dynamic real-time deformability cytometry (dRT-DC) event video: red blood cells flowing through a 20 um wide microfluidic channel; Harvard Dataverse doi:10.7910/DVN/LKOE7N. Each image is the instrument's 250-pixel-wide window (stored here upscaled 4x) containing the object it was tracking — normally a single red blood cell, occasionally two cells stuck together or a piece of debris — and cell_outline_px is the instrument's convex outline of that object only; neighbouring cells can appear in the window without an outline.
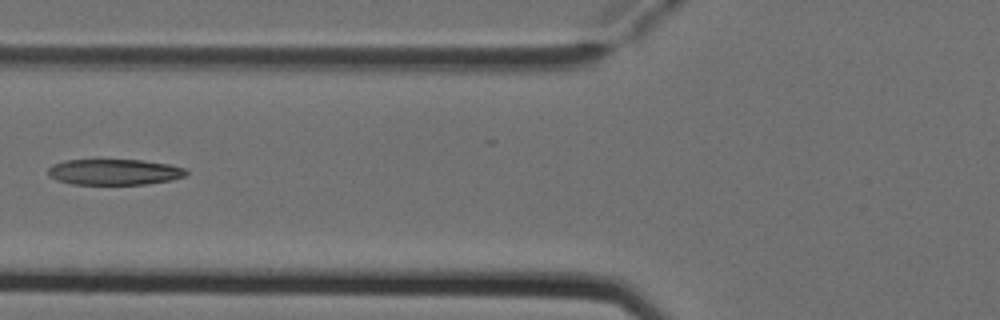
{"species": "Egyptian fruit bat (a non-hibernating species)", "species_latin": "Rousettus aegyptiacus", "temperature_condition": "cold", "stored_images_in_passage": 6, "camera_frame_rate_fps": 3000, "um_per_image_px": 0.085, "animal": {"sex": "female"}, "frame": {"image": 1, "passage_image": 5, "time_ms": 1.333, "image_size_px": [1000, 320], "cell_outline_px": [[188, 172], [184, 176], [172, 180], [148, 184], [72, 184], [56, 180], [48, 172], [48, 168], [52, 164], [64, 160], [96, 156], [140, 160], [168, 164], [184, 168]], "centroid_in_image_um": [9.65, 14.56], "position_along_channel_um": 116.2, "area_um2": 21.79}}
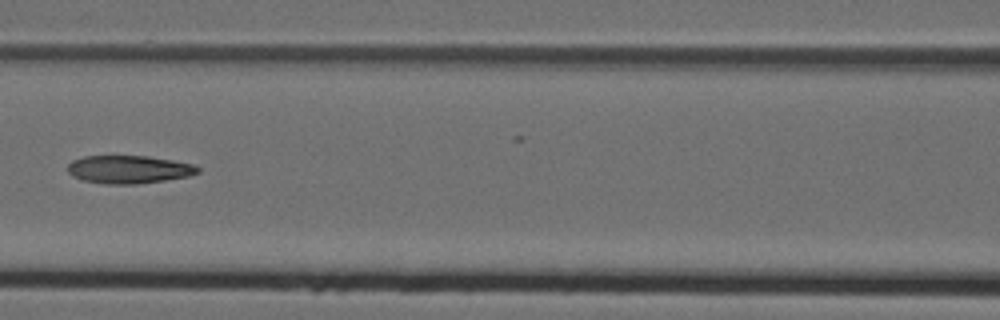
{"frame": {"image": 2, "passage_image": 6, "time_ms": 1.667, "image_size_px": [1000, 320], "cell_outline_px": [[200, 172], [188, 176], [164, 180], [136, 184], [104, 184], [84, 180], [72, 176], [68, 172], [68, 164], [72, 160], [84, 156], [148, 156], [172, 160], [192, 164], [200, 168]], "centroid_in_image_um": [10.94, 14.4], "position_along_channel_um": 155.7, "area_um2": 21.15}}